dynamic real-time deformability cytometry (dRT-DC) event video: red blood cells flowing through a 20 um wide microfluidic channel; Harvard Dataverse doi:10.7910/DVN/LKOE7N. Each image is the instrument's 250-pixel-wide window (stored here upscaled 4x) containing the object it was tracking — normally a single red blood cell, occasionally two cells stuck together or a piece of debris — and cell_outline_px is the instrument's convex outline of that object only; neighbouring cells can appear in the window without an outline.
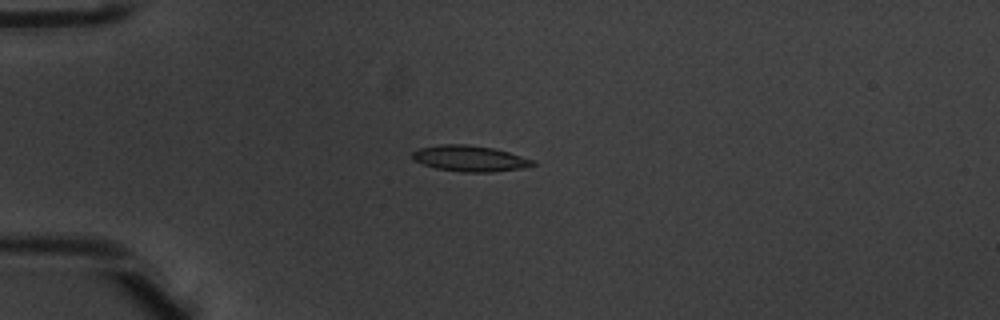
{"species": "common noctule bat (a hibernating species)", "species_latin": "Nyctalus noctula", "temperature_condition": "warm", "stored_images_in_passage": 8, "camera_frame_rate_fps": 3000, "um_per_image_px": 0.085, "animal": {"sex": "male", "body_mass_g": 20.1, "forearm_length_mm": 53.5}, "frame": {"image": 1, "passage_image": 5, "time_ms": 1.333, "image_size_px": [1000, 320], "cell_outline_px": [[536, 164], [524, 168], [492, 172], [460, 172], [436, 168], [412, 160], [412, 152], [420, 148], [440, 144], [464, 144], [492, 148], [508, 152], [532, 160]], "centroid_in_image_um": [39.9, 13.48], "position_along_channel_um": 45.1, "area_um2": 18.03}}